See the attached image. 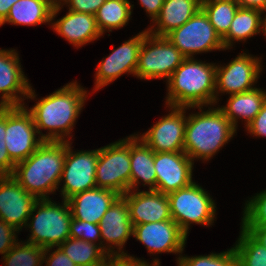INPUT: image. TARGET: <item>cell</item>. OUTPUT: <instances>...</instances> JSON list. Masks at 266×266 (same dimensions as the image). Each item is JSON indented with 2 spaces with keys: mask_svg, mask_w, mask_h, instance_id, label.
I'll use <instances>...</instances> for the list:
<instances>
[{
  "mask_svg": "<svg viewBox=\"0 0 266 266\" xmlns=\"http://www.w3.org/2000/svg\"><path fill=\"white\" fill-rule=\"evenodd\" d=\"M77 84L72 82L63 86L27 110L44 141H69L64 136L70 135L87 95V91ZM41 129H48L49 133L43 135Z\"/></svg>",
  "mask_w": 266,
  "mask_h": 266,
  "instance_id": "cell-1",
  "label": "cell"
},
{
  "mask_svg": "<svg viewBox=\"0 0 266 266\" xmlns=\"http://www.w3.org/2000/svg\"><path fill=\"white\" fill-rule=\"evenodd\" d=\"M66 141H44L24 161L15 164L12 177L37 199H48L58 189L65 163Z\"/></svg>",
  "mask_w": 266,
  "mask_h": 266,
  "instance_id": "cell-2",
  "label": "cell"
},
{
  "mask_svg": "<svg viewBox=\"0 0 266 266\" xmlns=\"http://www.w3.org/2000/svg\"><path fill=\"white\" fill-rule=\"evenodd\" d=\"M168 107H186L215 104L216 65L185 58L167 80Z\"/></svg>",
  "mask_w": 266,
  "mask_h": 266,
  "instance_id": "cell-3",
  "label": "cell"
},
{
  "mask_svg": "<svg viewBox=\"0 0 266 266\" xmlns=\"http://www.w3.org/2000/svg\"><path fill=\"white\" fill-rule=\"evenodd\" d=\"M197 108L201 113L187 117L184 152L192 161L195 158L206 161L228 143L236 129L218 107L207 111H202V106Z\"/></svg>",
  "mask_w": 266,
  "mask_h": 266,
  "instance_id": "cell-4",
  "label": "cell"
},
{
  "mask_svg": "<svg viewBox=\"0 0 266 266\" xmlns=\"http://www.w3.org/2000/svg\"><path fill=\"white\" fill-rule=\"evenodd\" d=\"M33 212L37 213L34 215ZM29 219L31 223L27 225L29 224L32 234L28 243L43 248H54L59 247L70 237L72 213L67 200H63L61 206L49 198L38 199L33 205Z\"/></svg>",
  "mask_w": 266,
  "mask_h": 266,
  "instance_id": "cell-5",
  "label": "cell"
},
{
  "mask_svg": "<svg viewBox=\"0 0 266 266\" xmlns=\"http://www.w3.org/2000/svg\"><path fill=\"white\" fill-rule=\"evenodd\" d=\"M185 58L165 36H155L145 30L135 76L144 80H168Z\"/></svg>",
  "mask_w": 266,
  "mask_h": 266,
  "instance_id": "cell-6",
  "label": "cell"
},
{
  "mask_svg": "<svg viewBox=\"0 0 266 266\" xmlns=\"http://www.w3.org/2000/svg\"><path fill=\"white\" fill-rule=\"evenodd\" d=\"M209 195L196 182L167 195L171 218L186 235L191 223L208 225V227L212 225L216 218V205Z\"/></svg>",
  "mask_w": 266,
  "mask_h": 266,
  "instance_id": "cell-7",
  "label": "cell"
},
{
  "mask_svg": "<svg viewBox=\"0 0 266 266\" xmlns=\"http://www.w3.org/2000/svg\"><path fill=\"white\" fill-rule=\"evenodd\" d=\"M130 136L99 148L96 186L124 195L130 191Z\"/></svg>",
  "mask_w": 266,
  "mask_h": 266,
  "instance_id": "cell-8",
  "label": "cell"
},
{
  "mask_svg": "<svg viewBox=\"0 0 266 266\" xmlns=\"http://www.w3.org/2000/svg\"><path fill=\"white\" fill-rule=\"evenodd\" d=\"M186 57L225 47L221 36L200 8L185 24L165 36Z\"/></svg>",
  "mask_w": 266,
  "mask_h": 266,
  "instance_id": "cell-9",
  "label": "cell"
},
{
  "mask_svg": "<svg viewBox=\"0 0 266 266\" xmlns=\"http://www.w3.org/2000/svg\"><path fill=\"white\" fill-rule=\"evenodd\" d=\"M32 115L25 106L6 107L5 144L10 159L19 163L32 155L44 142L39 136Z\"/></svg>",
  "mask_w": 266,
  "mask_h": 266,
  "instance_id": "cell-10",
  "label": "cell"
},
{
  "mask_svg": "<svg viewBox=\"0 0 266 266\" xmlns=\"http://www.w3.org/2000/svg\"><path fill=\"white\" fill-rule=\"evenodd\" d=\"M70 141H66L65 163L61 175L64 185L61 189L63 200L96 186V164L99 149L72 152Z\"/></svg>",
  "mask_w": 266,
  "mask_h": 266,
  "instance_id": "cell-11",
  "label": "cell"
},
{
  "mask_svg": "<svg viewBox=\"0 0 266 266\" xmlns=\"http://www.w3.org/2000/svg\"><path fill=\"white\" fill-rule=\"evenodd\" d=\"M260 63L259 58L243 53L224 67L216 65L215 103L218 92L234 95L254 89L252 86L261 72Z\"/></svg>",
  "mask_w": 266,
  "mask_h": 266,
  "instance_id": "cell-12",
  "label": "cell"
},
{
  "mask_svg": "<svg viewBox=\"0 0 266 266\" xmlns=\"http://www.w3.org/2000/svg\"><path fill=\"white\" fill-rule=\"evenodd\" d=\"M171 112L162 117L139 138L154 152H183L185 140L186 107H170Z\"/></svg>",
  "mask_w": 266,
  "mask_h": 266,
  "instance_id": "cell-13",
  "label": "cell"
},
{
  "mask_svg": "<svg viewBox=\"0 0 266 266\" xmlns=\"http://www.w3.org/2000/svg\"><path fill=\"white\" fill-rule=\"evenodd\" d=\"M193 161L183 152H154L156 190L168 195L193 183Z\"/></svg>",
  "mask_w": 266,
  "mask_h": 266,
  "instance_id": "cell-14",
  "label": "cell"
},
{
  "mask_svg": "<svg viewBox=\"0 0 266 266\" xmlns=\"http://www.w3.org/2000/svg\"><path fill=\"white\" fill-rule=\"evenodd\" d=\"M38 199L28 193L11 175L0 176V219L18 232L27 226L34 203Z\"/></svg>",
  "mask_w": 266,
  "mask_h": 266,
  "instance_id": "cell-15",
  "label": "cell"
},
{
  "mask_svg": "<svg viewBox=\"0 0 266 266\" xmlns=\"http://www.w3.org/2000/svg\"><path fill=\"white\" fill-rule=\"evenodd\" d=\"M133 237L146 246L150 254L155 252L182 253L187 235L173 220L134 225Z\"/></svg>",
  "mask_w": 266,
  "mask_h": 266,
  "instance_id": "cell-16",
  "label": "cell"
},
{
  "mask_svg": "<svg viewBox=\"0 0 266 266\" xmlns=\"http://www.w3.org/2000/svg\"><path fill=\"white\" fill-rule=\"evenodd\" d=\"M19 59L15 49L0 50V93H2L0 106L2 107L24 106V103H21L24 100L22 96L31 99L36 96L21 69Z\"/></svg>",
  "mask_w": 266,
  "mask_h": 266,
  "instance_id": "cell-17",
  "label": "cell"
},
{
  "mask_svg": "<svg viewBox=\"0 0 266 266\" xmlns=\"http://www.w3.org/2000/svg\"><path fill=\"white\" fill-rule=\"evenodd\" d=\"M101 240L110 244L107 254L112 259L124 258L127 253L122 251L123 245L133 236V224L130 220L129 208L126 199L120 195L108 208L99 222ZM115 245L117 251L114 252ZM118 246V247H117ZM112 247V248H111ZM121 249V250H120ZM122 251V252H121Z\"/></svg>",
  "mask_w": 266,
  "mask_h": 266,
  "instance_id": "cell-18",
  "label": "cell"
},
{
  "mask_svg": "<svg viewBox=\"0 0 266 266\" xmlns=\"http://www.w3.org/2000/svg\"><path fill=\"white\" fill-rule=\"evenodd\" d=\"M144 37L145 31H142L117 49H113L112 53L98 64L95 76L96 90L108 85L124 73L135 75Z\"/></svg>",
  "mask_w": 266,
  "mask_h": 266,
  "instance_id": "cell-19",
  "label": "cell"
},
{
  "mask_svg": "<svg viewBox=\"0 0 266 266\" xmlns=\"http://www.w3.org/2000/svg\"><path fill=\"white\" fill-rule=\"evenodd\" d=\"M122 196L126 199L133 226L172 219L170 202L166 194L149 190L128 191Z\"/></svg>",
  "mask_w": 266,
  "mask_h": 266,
  "instance_id": "cell-20",
  "label": "cell"
},
{
  "mask_svg": "<svg viewBox=\"0 0 266 266\" xmlns=\"http://www.w3.org/2000/svg\"><path fill=\"white\" fill-rule=\"evenodd\" d=\"M120 195L113 190L95 187L70 197L72 218L99 224L108 208Z\"/></svg>",
  "mask_w": 266,
  "mask_h": 266,
  "instance_id": "cell-21",
  "label": "cell"
},
{
  "mask_svg": "<svg viewBox=\"0 0 266 266\" xmlns=\"http://www.w3.org/2000/svg\"><path fill=\"white\" fill-rule=\"evenodd\" d=\"M53 29L75 47L96 40L100 33L95 15L68 10V13L52 23Z\"/></svg>",
  "mask_w": 266,
  "mask_h": 266,
  "instance_id": "cell-22",
  "label": "cell"
},
{
  "mask_svg": "<svg viewBox=\"0 0 266 266\" xmlns=\"http://www.w3.org/2000/svg\"><path fill=\"white\" fill-rule=\"evenodd\" d=\"M200 8L201 0H164L160 13L153 22L157 27L154 28L153 25L147 31L155 36H166L185 24Z\"/></svg>",
  "mask_w": 266,
  "mask_h": 266,
  "instance_id": "cell-23",
  "label": "cell"
},
{
  "mask_svg": "<svg viewBox=\"0 0 266 266\" xmlns=\"http://www.w3.org/2000/svg\"><path fill=\"white\" fill-rule=\"evenodd\" d=\"M61 4L54 6L48 0H18L9 10L0 26L8 22L14 25H39L51 22L59 13Z\"/></svg>",
  "mask_w": 266,
  "mask_h": 266,
  "instance_id": "cell-24",
  "label": "cell"
},
{
  "mask_svg": "<svg viewBox=\"0 0 266 266\" xmlns=\"http://www.w3.org/2000/svg\"><path fill=\"white\" fill-rule=\"evenodd\" d=\"M130 165V191L138 187L139 179L144 182L143 186H149V190H156L154 151L138 135H130Z\"/></svg>",
  "mask_w": 266,
  "mask_h": 266,
  "instance_id": "cell-25",
  "label": "cell"
},
{
  "mask_svg": "<svg viewBox=\"0 0 266 266\" xmlns=\"http://www.w3.org/2000/svg\"><path fill=\"white\" fill-rule=\"evenodd\" d=\"M262 90L255 87L249 91L230 95L227 105L218 108L230 120L235 129L238 118L245 119L247 127L261 111L266 100V92Z\"/></svg>",
  "mask_w": 266,
  "mask_h": 266,
  "instance_id": "cell-26",
  "label": "cell"
},
{
  "mask_svg": "<svg viewBox=\"0 0 266 266\" xmlns=\"http://www.w3.org/2000/svg\"><path fill=\"white\" fill-rule=\"evenodd\" d=\"M102 243L103 241H100L97 246L95 243L69 237L59 248L77 266H108L112 258L107 254V248Z\"/></svg>",
  "mask_w": 266,
  "mask_h": 266,
  "instance_id": "cell-27",
  "label": "cell"
},
{
  "mask_svg": "<svg viewBox=\"0 0 266 266\" xmlns=\"http://www.w3.org/2000/svg\"><path fill=\"white\" fill-rule=\"evenodd\" d=\"M262 11L238 8L228 32L222 37L225 49H230L232 41H245L261 31Z\"/></svg>",
  "mask_w": 266,
  "mask_h": 266,
  "instance_id": "cell-28",
  "label": "cell"
},
{
  "mask_svg": "<svg viewBox=\"0 0 266 266\" xmlns=\"http://www.w3.org/2000/svg\"><path fill=\"white\" fill-rule=\"evenodd\" d=\"M134 5L129 0H106L95 14L96 24L103 35L105 30L119 29L130 20Z\"/></svg>",
  "mask_w": 266,
  "mask_h": 266,
  "instance_id": "cell-29",
  "label": "cell"
},
{
  "mask_svg": "<svg viewBox=\"0 0 266 266\" xmlns=\"http://www.w3.org/2000/svg\"><path fill=\"white\" fill-rule=\"evenodd\" d=\"M238 8L237 0H201V9L221 38L228 32Z\"/></svg>",
  "mask_w": 266,
  "mask_h": 266,
  "instance_id": "cell-30",
  "label": "cell"
},
{
  "mask_svg": "<svg viewBox=\"0 0 266 266\" xmlns=\"http://www.w3.org/2000/svg\"><path fill=\"white\" fill-rule=\"evenodd\" d=\"M240 232L238 241L234 246L238 266H266V247L257 242L243 228Z\"/></svg>",
  "mask_w": 266,
  "mask_h": 266,
  "instance_id": "cell-31",
  "label": "cell"
},
{
  "mask_svg": "<svg viewBox=\"0 0 266 266\" xmlns=\"http://www.w3.org/2000/svg\"><path fill=\"white\" fill-rule=\"evenodd\" d=\"M45 248L17 242L4 256L5 266H41Z\"/></svg>",
  "mask_w": 266,
  "mask_h": 266,
  "instance_id": "cell-32",
  "label": "cell"
},
{
  "mask_svg": "<svg viewBox=\"0 0 266 266\" xmlns=\"http://www.w3.org/2000/svg\"><path fill=\"white\" fill-rule=\"evenodd\" d=\"M178 257V266H238L237 254L234 247L222 253H211L196 257Z\"/></svg>",
  "mask_w": 266,
  "mask_h": 266,
  "instance_id": "cell-33",
  "label": "cell"
},
{
  "mask_svg": "<svg viewBox=\"0 0 266 266\" xmlns=\"http://www.w3.org/2000/svg\"><path fill=\"white\" fill-rule=\"evenodd\" d=\"M245 204L242 227H266V190Z\"/></svg>",
  "mask_w": 266,
  "mask_h": 266,
  "instance_id": "cell-34",
  "label": "cell"
},
{
  "mask_svg": "<svg viewBox=\"0 0 266 266\" xmlns=\"http://www.w3.org/2000/svg\"><path fill=\"white\" fill-rule=\"evenodd\" d=\"M70 237L96 243V239L101 240L100 226L99 224L72 218L70 224Z\"/></svg>",
  "mask_w": 266,
  "mask_h": 266,
  "instance_id": "cell-35",
  "label": "cell"
},
{
  "mask_svg": "<svg viewBox=\"0 0 266 266\" xmlns=\"http://www.w3.org/2000/svg\"><path fill=\"white\" fill-rule=\"evenodd\" d=\"M6 130V107L0 106V176L12 175L15 163L10 159L4 140Z\"/></svg>",
  "mask_w": 266,
  "mask_h": 266,
  "instance_id": "cell-36",
  "label": "cell"
},
{
  "mask_svg": "<svg viewBox=\"0 0 266 266\" xmlns=\"http://www.w3.org/2000/svg\"><path fill=\"white\" fill-rule=\"evenodd\" d=\"M13 226L0 219V254L5 255L18 241Z\"/></svg>",
  "mask_w": 266,
  "mask_h": 266,
  "instance_id": "cell-37",
  "label": "cell"
},
{
  "mask_svg": "<svg viewBox=\"0 0 266 266\" xmlns=\"http://www.w3.org/2000/svg\"><path fill=\"white\" fill-rule=\"evenodd\" d=\"M106 0H63V5L69 4V10L95 15Z\"/></svg>",
  "mask_w": 266,
  "mask_h": 266,
  "instance_id": "cell-38",
  "label": "cell"
},
{
  "mask_svg": "<svg viewBox=\"0 0 266 266\" xmlns=\"http://www.w3.org/2000/svg\"><path fill=\"white\" fill-rule=\"evenodd\" d=\"M50 250H52V247L45 248L43 255L46 266H77L59 247L46 258Z\"/></svg>",
  "mask_w": 266,
  "mask_h": 266,
  "instance_id": "cell-39",
  "label": "cell"
},
{
  "mask_svg": "<svg viewBox=\"0 0 266 266\" xmlns=\"http://www.w3.org/2000/svg\"><path fill=\"white\" fill-rule=\"evenodd\" d=\"M250 134L255 136L266 137V100L264 101L261 111L246 128Z\"/></svg>",
  "mask_w": 266,
  "mask_h": 266,
  "instance_id": "cell-40",
  "label": "cell"
},
{
  "mask_svg": "<svg viewBox=\"0 0 266 266\" xmlns=\"http://www.w3.org/2000/svg\"><path fill=\"white\" fill-rule=\"evenodd\" d=\"M153 261L154 262L149 265L146 261L127 254L124 258L112 259L108 266H160L158 259H154Z\"/></svg>",
  "mask_w": 266,
  "mask_h": 266,
  "instance_id": "cell-41",
  "label": "cell"
},
{
  "mask_svg": "<svg viewBox=\"0 0 266 266\" xmlns=\"http://www.w3.org/2000/svg\"><path fill=\"white\" fill-rule=\"evenodd\" d=\"M146 13L151 17L152 22L158 17L164 0H139Z\"/></svg>",
  "mask_w": 266,
  "mask_h": 266,
  "instance_id": "cell-42",
  "label": "cell"
},
{
  "mask_svg": "<svg viewBox=\"0 0 266 266\" xmlns=\"http://www.w3.org/2000/svg\"><path fill=\"white\" fill-rule=\"evenodd\" d=\"M246 230L257 242L266 247V227H241Z\"/></svg>",
  "mask_w": 266,
  "mask_h": 266,
  "instance_id": "cell-43",
  "label": "cell"
},
{
  "mask_svg": "<svg viewBox=\"0 0 266 266\" xmlns=\"http://www.w3.org/2000/svg\"><path fill=\"white\" fill-rule=\"evenodd\" d=\"M240 8L257 9L264 13L266 10V0H237Z\"/></svg>",
  "mask_w": 266,
  "mask_h": 266,
  "instance_id": "cell-44",
  "label": "cell"
},
{
  "mask_svg": "<svg viewBox=\"0 0 266 266\" xmlns=\"http://www.w3.org/2000/svg\"><path fill=\"white\" fill-rule=\"evenodd\" d=\"M18 0H0V23L7 17L10 8Z\"/></svg>",
  "mask_w": 266,
  "mask_h": 266,
  "instance_id": "cell-45",
  "label": "cell"
},
{
  "mask_svg": "<svg viewBox=\"0 0 266 266\" xmlns=\"http://www.w3.org/2000/svg\"><path fill=\"white\" fill-rule=\"evenodd\" d=\"M266 12V10H264ZM261 29L263 34L266 35V16L264 18H261Z\"/></svg>",
  "mask_w": 266,
  "mask_h": 266,
  "instance_id": "cell-46",
  "label": "cell"
},
{
  "mask_svg": "<svg viewBox=\"0 0 266 266\" xmlns=\"http://www.w3.org/2000/svg\"><path fill=\"white\" fill-rule=\"evenodd\" d=\"M51 4H53L54 6L60 5L62 4L63 0H48ZM61 1V2H60Z\"/></svg>",
  "mask_w": 266,
  "mask_h": 266,
  "instance_id": "cell-47",
  "label": "cell"
}]
</instances>
